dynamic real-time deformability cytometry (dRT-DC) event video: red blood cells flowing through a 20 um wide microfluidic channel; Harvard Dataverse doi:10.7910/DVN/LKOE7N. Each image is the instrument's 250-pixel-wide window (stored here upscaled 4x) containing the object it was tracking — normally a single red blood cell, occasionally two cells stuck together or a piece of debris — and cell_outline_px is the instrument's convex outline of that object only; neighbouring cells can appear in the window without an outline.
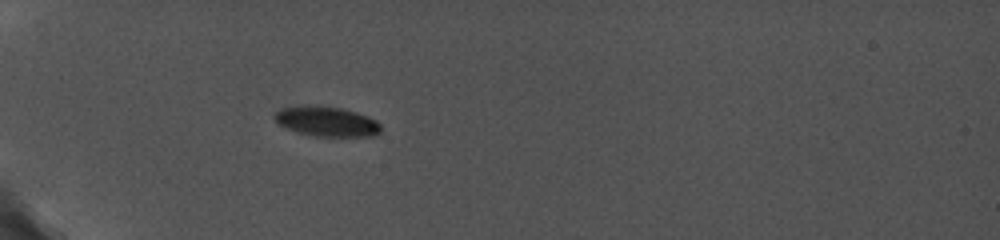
{"species": "common noctule bat (a hibernating species)", "species_latin": "Nyctalus noctula", "temperature_condition": "cold", "stored_images_in_passage": 11, "camera_frame_rate_fps": 5000, "um_per_image_px": 0.085, "animal": {"sex": "female", "body_mass_g": 19.0, "forearm_length_mm": 56.7}, "frame": {"image": 1, "passage_image": 1, "time_ms": 0.0, "image_size_px": [1000, 240], "cell_outline_px": [[380, 132], [372, 136], [316, 136], [296, 132], [280, 124], [276, 120], [276, 112], [284, 108], [300, 104], [340, 108], [356, 112], [368, 116], [376, 120], [380, 124]], "centroid_in_image_um": [27.79, 10.32], "position_along_channel_um": 57.2, "area_um2": 18.26}}